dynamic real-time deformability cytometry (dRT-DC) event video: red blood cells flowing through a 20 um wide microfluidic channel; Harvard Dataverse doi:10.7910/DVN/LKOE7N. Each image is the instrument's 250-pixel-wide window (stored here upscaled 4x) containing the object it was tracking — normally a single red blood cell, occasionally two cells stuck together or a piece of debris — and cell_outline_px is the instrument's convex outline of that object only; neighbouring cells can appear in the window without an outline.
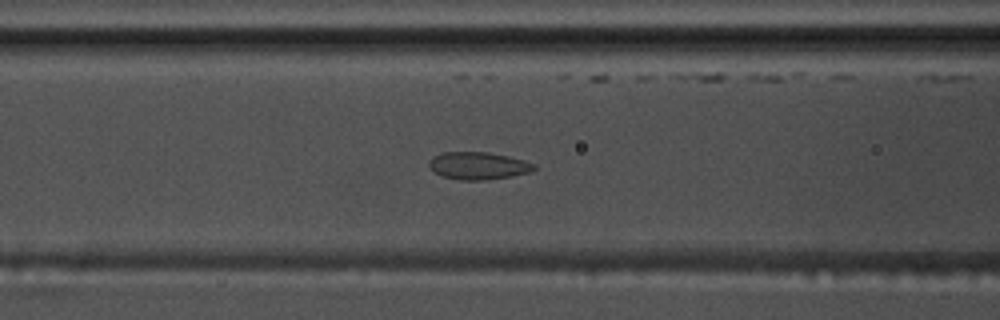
{"species": "common noctule bat (a hibernating species)", "species_latin": "Nyctalus noctula", "temperature_condition": "warm", "stored_images_in_passage": 41, "camera_frame_rate_fps": 3000, "um_per_image_px": 0.085, "animal": {"sex": "male", "body_mass_g": 17.5, "forearm_length_mm": 52.3}, "frame": {"image": 1, "passage_image": 7, "time_ms": 2.0, "image_size_px": [1000, 320], "cell_outline_px": [[536, 168], [532, 172], [512, 176], [488, 180], [460, 180], [444, 176], [436, 172], [428, 164], [428, 160], [432, 156], [444, 152], [488, 152], [508, 156], [524, 160], [536, 164]], "centroid_in_image_um": [40.69, 14.08], "position_along_channel_um": 125.9, "area_um2": 16.88}}
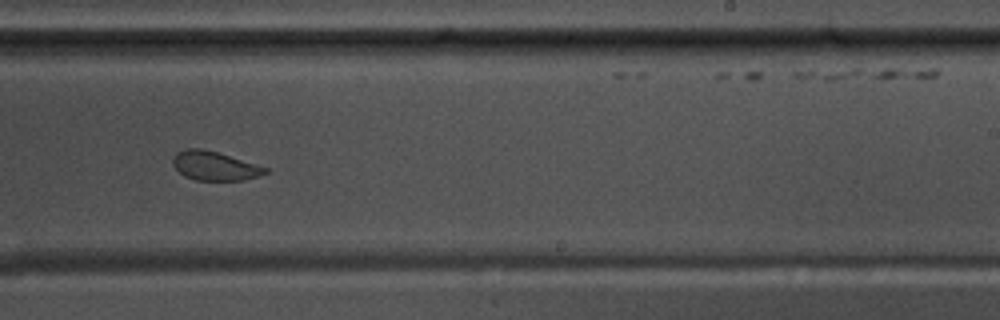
{"frame": {"image": 2, "passage_image": 19, "time_ms": 6.0, "image_size_px": [1000, 320], "cell_outline_px": [[268, 172], [260, 176], [244, 180], [196, 180], [184, 176], [172, 164], [172, 160], [176, 152], [184, 148], [200, 148], [216, 152], [268, 168]], "centroid_in_image_um": [18.22, 14.1], "position_along_channel_um": 270.8, "area_um2": 15.49}}
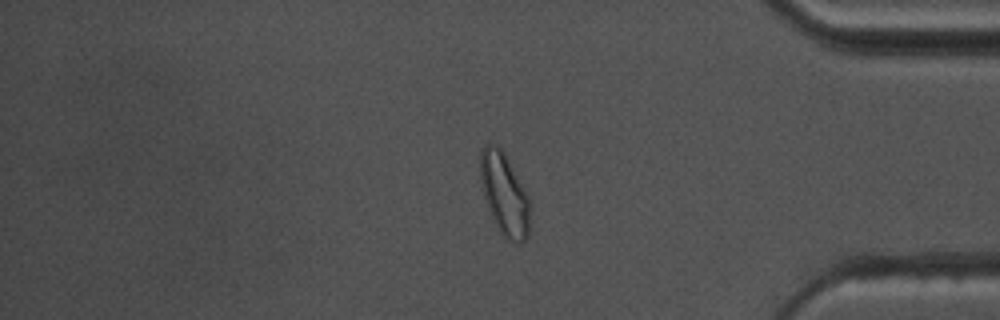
{"frame": {"image": 3, "passage_image": 31, "time_ms": 10.0, "image_size_px": [1000, 320], "cell_outline_px": [[528, 236], [524, 244], [520, 244], [504, 240], [492, 220], [484, 196], [480, 180], [480, 152], [484, 144], [496, 144], [504, 152], [528, 196]], "centroid_in_image_um": [42.84, 16.55], "position_along_channel_um": 392.4, "area_um2": 23.87}, "authors_computed_cell_mechanics": {"area_um2": 17.2244, "velocity_mm_per_s": 3.6292, "shape_relaxation_time_tau1_ms": null, "shape_relaxation_time_tau2_ms": 1.2598, "deformation_change_tau1": null, "deformation_change_tau2": 0.0634}}